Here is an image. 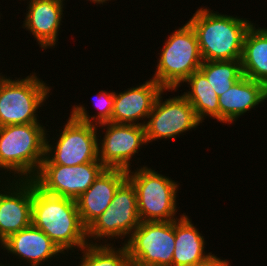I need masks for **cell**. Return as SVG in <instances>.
Segmentation results:
<instances>
[{
  "instance_id": "6da1fadb",
  "label": "cell",
  "mask_w": 267,
  "mask_h": 266,
  "mask_svg": "<svg viewBox=\"0 0 267 266\" xmlns=\"http://www.w3.org/2000/svg\"><path fill=\"white\" fill-rule=\"evenodd\" d=\"M31 217L32 225L42 230L64 254L71 255L88 244L87 228L81 222L76 200L45 193L34 181Z\"/></svg>"
},
{
  "instance_id": "7a4b0ae2",
  "label": "cell",
  "mask_w": 267,
  "mask_h": 266,
  "mask_svg": "<svg viewBox=\"0 0 267 266\" xmlns=\"http://www.w3.org/2000/svg\"><path fill=\"white\" fill-rule=\"evenodd\" d=\"M194 29L203 61L241 60L245 35L254 23L200 7L187 21Z\"/></svg>"
},
{
  "instance_id": "3957f363",
  "label": "cell",
  "mask_w": 267,
  "mask_h": 266,
  "mask_svg": "<svg viewBox=\"0 0 267 266\" xmlns=\"http://www.w3.org/2000/svg\"><path fill=\"white\" fill-rule=\"evenodd\" d=\"M42 124L29 123L0 127L1 180L2 178L3 180L4 178L32 180L37 174L45 158L46 134L52 132Z\"/></svg>"
},
{
  "instance_id": "277c9868",
  "label": "cell",
  "mask_w": 267,
  "mask_h": 266,
  "mask_svg": "<svg viewBox=\"0 0 267 266\" xmlns=\"http://www.w3.org/2000/svg\"><path fill=\"white\" fill-rule=\"evenodd\" d=\"M156 71L152 77L163 89H178L202 65L194 29L186 22L173 30L159 50Z\"/></svg>"
},
{
  "instance_id": "5b68a950",
  "label": "cell",
  "mask_w": 267,
  "mask_h": 266,
  "mask_svg": "<svg viewBox=\"0 0 267 266\" xmlns=\"http://www.w3.org/2000/svg\"><path fill=\"white\" fill-rule=\"evenodd\" d=\"M36 74L16 79L5 75L0 79V127L42 121L38 120V109L48 104L45 101L52 88Z\"/></svg>"
},
{
  "instance_id": "8992f818",
  "label": "cell",
  "mask_w": 267,
  "mask_h": 266,
  "mask_svg": "<svg viewBox=\"0 0 267 266\" xmlns=\"http://www.w3.org/2000/svg\"><path fill=\"white\" fill-rule=\"evenodd\" d=\"M139 167L127 171V178L136 189L141 222L179 219L176 217L178 212L176 197L180 183L156 172L153 168H148V165Z\"/></svg>"
},
{
  "instance_id": "52a82bcc",
  "label": "cell",
  "mask_w": 267,
  "mask_h": 266,
  "mask_svg": "<svg viewBox=\"0 0 267 266\" xmlns=\"http://www.w3.org/2000/svg\"><path fill=\"white\" fill-rule=\"evenodd\" d=\"M140 223L136 189L127 178L118 187L107 209L87 227L88 243L111 244L110 241L119 238L125 244Z\"/></svg>"
},
{
  "instance_id": "ba28073f",
  "label": "cell",
  "mask_w": 267,
  "mask_h": 266,
  "mask_svg": "<svg viewBox=\"0 0 267 266\" xmlns=\"http://www.w3.org/2000/svg\"><path fill=\"white\" fill-rule=\"evenodd\" d=\"M66 121L63 128L59 129L61 132L55 137L56 140L51 139L49 133L46 134L45 158L41 164L73 166L100 162L98 158V127L77 121L70 115Z\"/></svg>"
},
{
  "instance_id": "9c48e42d",
  "label": "cell",
  "mask_w": 267,
  "mask_h": 266,
  "mask_svg": "<svg viewBox=\"0 0 267 266\" xmlns=\"http://www.w3.org/2000/svg\"><path fill=\"white\" fill-rule=\"evenodd\" d=\"M125 245L130 266H173L175 220L141 222Z\"/></svg>"
},
{
  "instance_id": "30bf717a",
  "label": "cell",
  "mask_w": 267,
  "mask_h": 266,
  "mask_svg": "<svg viewBox=\"0 0 267 266\" xmlns=\"http://www.w3.org/2000/svg\"><path fill=\"white\" fill-rule=\"evenodd\" d=\"M166 91L176 92L177 89H164L157 96L145 124L147 144L158 139L175 140L183 133L196 130L202 123L190 102L182 94L165 99L163 95Z\"/></svg>"
},
{
  "instance_id": "8fae6325",
  "label": "cell",
  "mask_w": 267,
  "mask_h": 266,
  "mask_svg": "<svg viewBox=\"0 0 267 266\" xmlns=\"http://www.w3.org/2000/svg\"><path fill=\"white\" fill-rule=\"evenodd\" d=\"M97 127L98 129L101 127L104 134L101 138L102 134L97 130L100 137L98 138L99 161L105 168L131 170L135 154L148 145L145 126L109 122Z\"/></svg>"
},
{
  "instance_id": "7c38bea8",
  "label": "cell",
  "mask_w": 267,
  "mask_h": 266,
  "mask_svg": "<svg viewBox=\"0 0 267 266\" xmlns=\"http://www.w3.org/2000/svg\"><path fill=\"white\" fill-rule=\"evenodd\" d=\"M104 169L101 162L73 166L41 164L32 180L45 193L76 200Z\"/></svg>"
},
{
  "instance_id": "4fadbf2b",
  "label": "cell",
  "mask_w": 267,
  "mask_h": 266,
  "mask_svg": "<svg viewBox=\"0 0 267 266\" xmlns=\"http://www.w3.org/2000/svg\"><path fill=\"white\" fill-rule=\"evenodd\" d=\"M3 181L0 179V244L32 224L33 180Z\"/></svg>"
},
{
  "instance_id": "5bb4252c",
  "label": "cell",
  "mask_w": 267,
  "mask_h": 266,
  "mask_svg": "<svg viewBox=\"0 0 267 266\" xmlns=\"http://www.w3.org/2000/svg\"><path fill=\"white\" fill-rule=\"evenodd\" d=\"M0 248L5 250V253L15 256L18 261L21 260L20 263L23 262V265L27 264L25 266H42L53 258L63 255L66 257L42 230L32 224L11 234L0 244Z\"/></svg>"
},
{
  "instance_id": "9a60e30c",
  "label": "cell",
  "mask_w": 267,
  "mask_h": 266,
  "mask_svg": "<svg viewBox=\"0 0 267 266\" xmlns=\"http://www.w3.org/2000/svg\"><path fill=\"white\" fill-rule=\"evenodd\" d=\"M21 1V0H20ZM27 1V0H23ZM66 0H28L22 28L33 35L42 51L57 46Z\"/></svg>"
},
{
  "instance_id": "2e32d148",
  "label": "cell",
  "mask_w": 267,
  "mask_h": 266,
  "mask_svg": "<svg viewBox=\"0 0 267 266\" xmlns=\"http://www.w3.org/2000/svg\"><path fill=\"white\" fill-rule=\"evenodd\" d=\"M164 90L154 79L115 92L112 123L145 126L157 96ZM141 121V122H140Z\"/></svg>"
},
{
  "instance_id": "e0dca14e",
  "label": "cell",
  "mask_w": 267,
  "mask_h": 266,
  "mask_svg": "<svg viewBox=\"0 0 267 266\" xmlns=\"http://www.w3.org/2000/svg\"><path fill=\"white\" fill-rule=\"evenodd\" d=\"M127 179V171L105 168L94 183L77 199L82 224L87 228L110 205L118 187Z\"/></svg>"
},
{
  "instance_id": "ac0fdd59",
  "label": "cell",
  "mask_w": 267,
  "mask_h": 266,
  "mask_svg": "<svg viewBox=\"0 0 267 266\" xmlns=\"http://www.w3.org/2000/svg\"><path fill=\"white\" fill-rule=\"evenodd\" d=\"M265 100L267 87L243 75L219 96L220 123L233 124L239 117L266 102Z\"/></svg>"
},
{
  "instance_id": "d6986e66",
  "label": "cell",
  "mask_w": 267,
  "mask_h": 266,
  "mask_svg": "<svg viewBox=\"0 0 267 266\" xmlns=\"http://www.w3.org/2000/svg\"><path fill=\"white\" fill-rule=\"evenodd\" d=\"M204 237L185 213L175 220L173 266H192L213 256L212 252L207 253L204 249L206 245Z\"/></svg>"
},
{
  "instance_id": "ffe728a7",
  "label": "cell",
  "mask_w": 267,
  "mask_h": 266,
  "mask_svg": "<svg viewBox=\"0 0 267 266\" xmlns=\"http://www.w3.org/2000/svg\"><path fill=\"white\" fill-rule=\"evenodd\" d=\"M241 66L244 76L267 87V27H258L253 23L248 29L243 43Z\"/></svg>"
},
{
  "instance_id": "44dd1931",
  "label": "cell",
  "mask_w": 267,
  "mask_h": 266,
  "mask_svg": "<svg viewBox=\"0 0 267 266\" xmlns=\"http://www.w3.org/2000/svg\"><path fill=\"white\" fill-rule=\"evenodd\" d=\"M183 83L189 90L182 95L190 102L198 119L204 122L211 117L220 122L218 95L211 87L206 76L200 71L193 72Z\"/></svg>"
},
{
  "instance_id": "7402d4cb",
  "label": "cell",
  "mask_w": 267,
  "mask_h": 266,
  "mask_svg": "<svg viewBox=\"0 0 267 266\" xmlns=\"http://www.w3.org/2000/svg\"><path fill=\"white\" fill-rule=\"evenodd\" d=\"M114 244H87L80 249L83 254L79 256L76 266H130L128 251L125 244L119 248Z\"/></svg>"
},
{
  "instance_id": "603a6c76",
  "label": "cell",
  "mask_w": 267,
  "mask_h": 266,
  "mask_svg": "<svg viewBox=\"0 0 267 266\" xmlns=\"http://www.w3.org/2000/svg\"><path fill=\"white\" fill-rule=\"evenodd\" d=\"M199 70L218 97L243 76L241 60L203 61Z\"/></svg>"
},
{
  "instance_id": "cb8c5ba5",
  "label": "cell",
  "mask_w": 267,
  "mask_h": 266,
  "mask_svg": "<svg viewBox=\"0 0 267 266\" xmlns=\"http://www.w3.org/2000/svg\"><path fill=\"white\" fill-rule=\"evenodd\" d=\"M94 106L96 107L97 115H89V112L86 110L87 107L83 105H74L72 106V111L70 112V116L77 121L88 123L91 125L98 126L103 123L111 122L112 112L115 104V91H106L101 90L98 94L94 95V99L92 100Z\"/></svg>"
},
{
  "instance_id": "d4e9b609",
  "label": "cell",
  "mask_w": 267,
  "mask_h": 266,
  "mask_svg": "<svg viewBox=\"0 0 267 266\" xmlns=\"http://www.w3.org/2000/svg\"><path fill=\"white\" fill-rule=\"evenodd\" d=\"M192 266H231V264H230L229 260H227V259L223 260V259H221V257H217V255L214 254L206 261H204L200 264L192 265Z\"/></svg>"
},
{
  "instance_id": "484cf974",
  "label": "cell",
  "mask_w": 267,
  "mask_h": 266,
  "mask_svg": "<svg viewBox=\"0 0 267 266\" xmlns=\"http://www.w3.org/2000/svg\"><path fill=\"white\" fill-rule=\"evenodd\" d=\"M87 1H90L91 3H96V5L97 4H99V5H103L104 3H107L108 1H111V0H87Z\"/></svg>"
},
{
  "instance_id": "4316f807",
  "label": "cell",
  "mask_w": 267,
  "mask_h": 266,
  "mask_svg": "<svg viewBox=\"0 0 267 266\" xmlns=\"http://www.w3.org/2000/svg\"><path fill=\"white\" fill-rule=\"evenodd\" d=\"M9 264L10 263L4 265V264L0 263V266H10Z\"/></svg>"
},
{
  "instance_id": "83f0119b",
  "label": "cell",
  "mask_w": 267,
  "mask_h": 266,
  "mask_svg": "<svg viewBox=\"0 0 267 266\" xmlns=\"http://www.w3.org/2000/svg\"><path fill=\"white\" fill-rule=\"evenodd\" d=\"M4 77H5V75L3 76V74L0 73V79H2V78H4Z\"/></svg>"
}]
</instances>
